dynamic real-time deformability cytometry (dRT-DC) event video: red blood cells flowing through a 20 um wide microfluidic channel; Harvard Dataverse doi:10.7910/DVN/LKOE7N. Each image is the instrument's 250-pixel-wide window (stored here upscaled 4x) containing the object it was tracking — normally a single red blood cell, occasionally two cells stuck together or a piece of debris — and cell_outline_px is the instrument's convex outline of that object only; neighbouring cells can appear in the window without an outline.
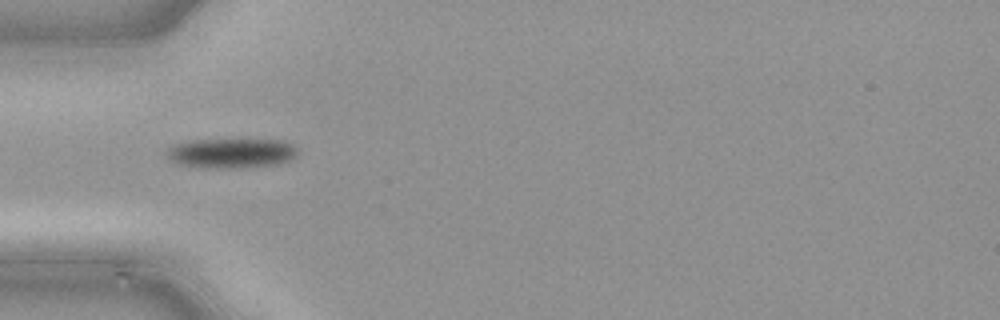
{"species": "common noctule bat (a hibernating species)", "species_latin": "Nyctalus noctula", "temperature_condition": "cold", "stored_images_in_passage": 31, "camera_frame_rate_fps": 3000, "um_per_image_px": 0.085, "animal": {"sex": "male", "body_mass_g": 21.5, "forearm_length_mm": 52.0}, "frame": {"image": 1, "passage_image": 5, "time_ms": 1.333, "image_size_px": [1000, 320], "cell_outline_px": [[296, 152], [288, 160], [276, 164], [232, 168], [200, 168], [176, 164], [168, 160], [164, 152], [168, 148], [176, 144], [196, 140], [280, 140], [292, 144], [296, 148]], "centroid_in_image_um": [19.55, 13.03], "position_along_channel_um": 65.5, "area_um2": 22.54}}